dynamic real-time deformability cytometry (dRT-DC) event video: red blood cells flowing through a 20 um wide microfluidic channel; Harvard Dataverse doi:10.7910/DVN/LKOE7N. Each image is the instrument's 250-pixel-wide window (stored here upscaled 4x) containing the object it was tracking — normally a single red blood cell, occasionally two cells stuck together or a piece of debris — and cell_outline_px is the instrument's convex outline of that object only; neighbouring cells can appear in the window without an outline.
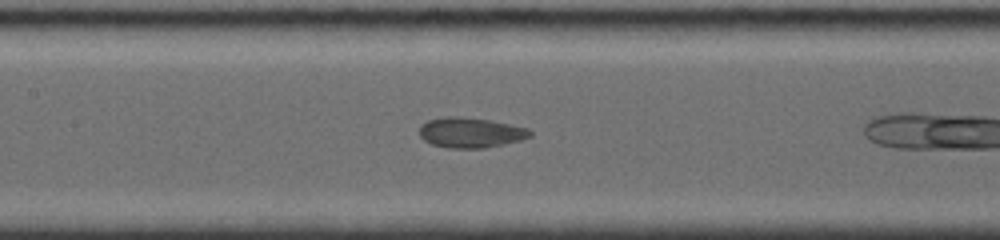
{"species": "common noctule bat (a hibernating species)", "species_latin": "Nyctalus noctula", "temperature_condition": "room temperature", "stored_images_in_passage": 6, "camera_frame_rate_fps": 4000, "um_per_image_px": 0.085, "animal": {"sex": "female", "body_mass_g": 19.0, "forearm_length_mm": 56.7}, "frame": {"image": 1, "passage_image": 5, "time_ms": 3.0, "image_size_px": [1000, 240], "cell_outline_px": [[532, 136], [520, 140], [504, 144], [484, 148], [448, 148], [432, 144], [424, 140], [420, 136], [420, 124], [428, 120], [448, 116], [460, 116], [488, 120], [528, 128], [532, 132]], "centroid_in_image_um": [39.98, 11.27], "position_along_channel_um": 167.4, "area_um2": 19.42}}